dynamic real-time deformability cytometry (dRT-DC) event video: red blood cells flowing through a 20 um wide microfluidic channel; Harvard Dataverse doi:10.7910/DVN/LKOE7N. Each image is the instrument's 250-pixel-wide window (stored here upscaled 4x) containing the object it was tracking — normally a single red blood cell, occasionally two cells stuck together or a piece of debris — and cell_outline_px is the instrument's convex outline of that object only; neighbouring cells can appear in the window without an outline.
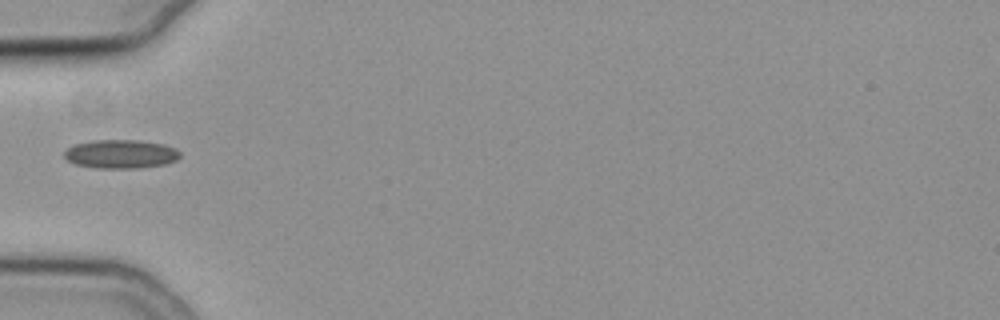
{"species": "common noctule bat (a hibernating species)", "species_latin": "Nyctalus noctula", "temperature_condition": "cold", "stored_images_in_passage": 33, "camera_frame_rate_fps": 3000, "um_per_image_px": 0.085, "animal": {"sex": "female", "body_mass_g": 19.3, "forearm_length_mm": 54.1}, "frame": {"image": 1, "passage_image": 1, "time_ms": 0.0, "image_size_px": [1000, 320], "cell_outline_px": [[180, 156], [176, 160], [164, 164], [140, 168], [96, 168], [76, 164], [68, 160], [64, 156], [64, 152], [68, 148], [76, 144], [92, 140], [136, 140], [164, 144], [176, 148], [180, 152]], "centroid_in_image_um": [10.28, 13.09], "position_along_channel_um": 74.7, "area_um2": 19.31}}
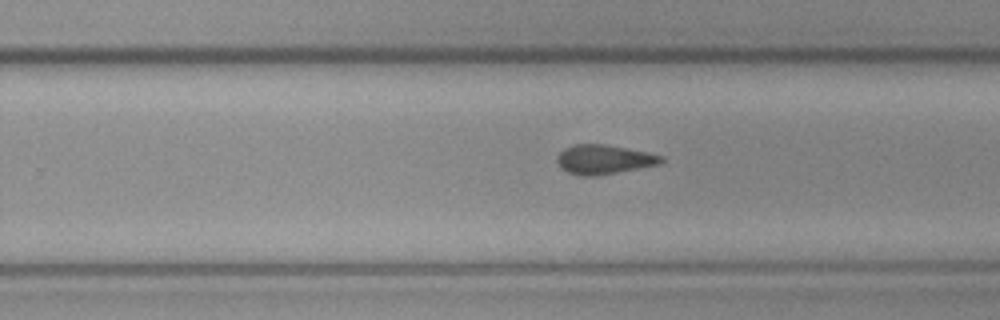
{"frame": {"image": 2, "passage_image": 17, "time_ms": 5.333, "image_size_px": [1000, 320], "cell_outline_px": [[664, 160], [660, 164], [640, 168], [596, 176], [580, 176], [568, 172], [560, 168], [556, 160], [556, 156], [564, 148], [576, 144], [604, 144], [648, 152], [664, 156]], "centroid_in_image_um": [51.32, 13.56], "position_along_channel_um": 278.5, "area_um2": 17.92}}
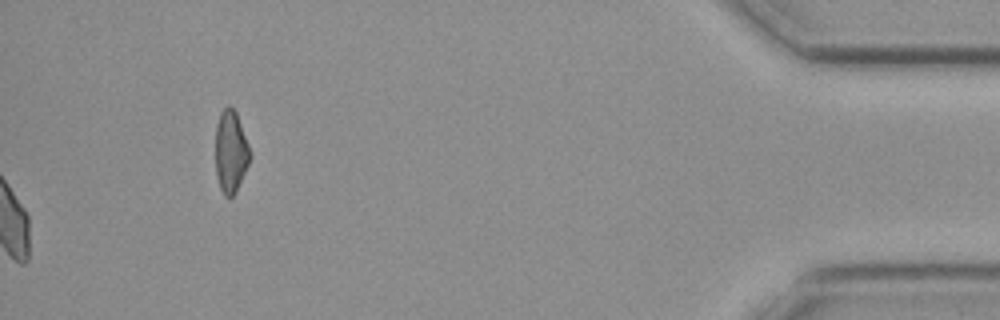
{"frame": {"image": 3, "passage_image": 33, "time_ms": 10.667, "image_size_px": [1000, 320], "cell_outline_px": [[252, 156], [236, 192], [232, 196], [224, 196], [220, 188], [216, 176], [216, 124], [220, 112], [228, 104], [236, 112], [248, 144]], "centroid_in_image_um": [19.61, 12.89], "position_along_channel_um": 415.6, "area_um2": 16.53}, "authors_computed_cell_mechanics": {"area_um2": 18.1492, "velocity_mm_per_s": 3.8134, "shape_relaxation_time_tau1_ms": null, "shape_relaxation_time_tau2_ms": 4.9861, "deformation_change_tau1": null, "deformation_change_tau2": 0.1035}}